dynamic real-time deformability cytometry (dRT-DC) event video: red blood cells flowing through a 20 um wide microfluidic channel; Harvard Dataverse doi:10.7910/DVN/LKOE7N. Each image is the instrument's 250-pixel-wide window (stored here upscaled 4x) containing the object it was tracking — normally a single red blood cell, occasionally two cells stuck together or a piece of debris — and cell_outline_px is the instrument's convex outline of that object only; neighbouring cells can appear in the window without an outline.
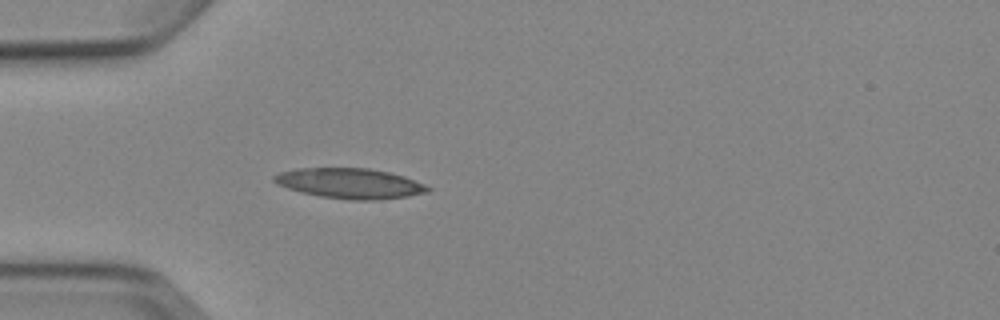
{"species": "Egyptian fruit bat (a non-hibernating species)", "species_latin": "Rousettus aegyptiacus", "temperature_condition": "cold", "stored_images_in_passage": 4, "camera_frame_rate_fps": 3000, "um_per_image_px": 0.085, "animal": {"sex": "female"}, "frame": {"image": 1, "passage_image": 4, "time_ms": 3.667, "image_size_px": [1000, 320], "cell_outline_px": [[432, 188], [428, 192], [408, 196], [376, 200], [348, 200], [320, 196], [300, 192], [276, 184], [272, 180], [272, 176], [280, 172], [296, 168], [368, 168], [388, 172], [404, 176], [424, 184]], "centroid_in_image_um": [29.72, 15.59], "position_along_channel_um": 55.3, "area_um2": 27.17}}